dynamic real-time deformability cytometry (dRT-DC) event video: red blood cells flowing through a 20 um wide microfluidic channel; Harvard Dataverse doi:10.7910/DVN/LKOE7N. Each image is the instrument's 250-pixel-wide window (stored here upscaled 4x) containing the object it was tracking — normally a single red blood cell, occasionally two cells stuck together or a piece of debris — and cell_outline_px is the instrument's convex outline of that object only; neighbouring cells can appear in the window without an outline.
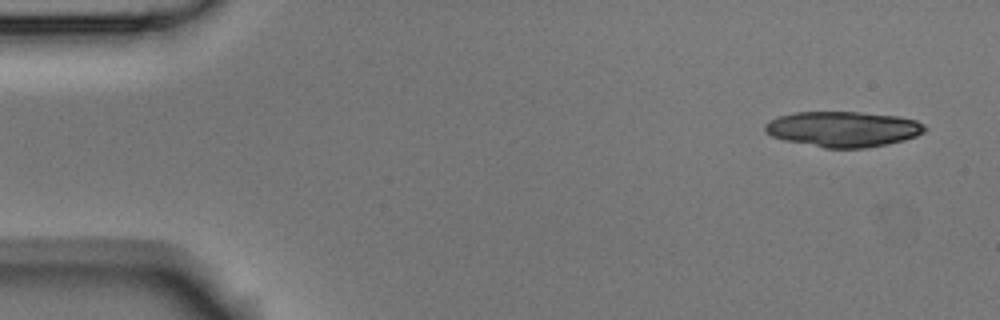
{"species": "Egyptian fruit bat (a non-hibernating species)", "species_latin": "Rousettus aegyptiacus", "temperature_condition": "room temperature", "stored_images_in_passage": 7, "camera_frame_rate_fps": 3000, "um_per_image_px": 0.085, "animal": {"sex": "male"}, "frame": {"image": 1, "passage_image": 1, "time_ms": 0.0, "image_size_px": [1000, 320], "cell_outline_px": [[928, 128], [924, 132], [916, 136], [904, 140], [888, 144], [864, 148], [824, 148], [784, 140], [772, 136], [764, 128], [764, 124], [780, 116], [796, 112], [860, 112], [900, 116], [916, 120], [924, 124]], "centroid_in_image_um": [71.72, 10.97], "position_along_channel_um": 13.3, "area_um2": 33.06}}
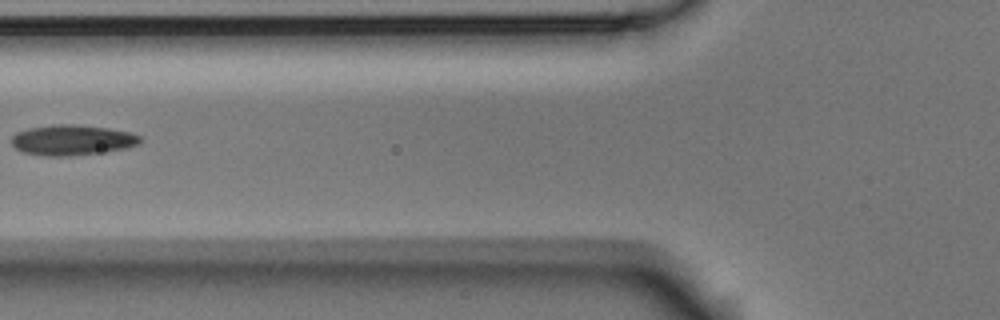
{"frame": {"image": 2, "passage_image": 6, "time_ms": 1.667, "image_size_px": [1000, 320], "cell_outline_px": [[140, 144], [124, 148], [68, 156], [44, 156], [24, 152], [16, 148], [12, 144], [12, 136], [16, 132], [28, 128], [52, 124], [76, 124], [108, 128], [128, 132], [140, 136]], "centroid_in_image_um": [6.08, 11.89], "position_along_channel_um": 119.7, "area_um2": 22.54}}
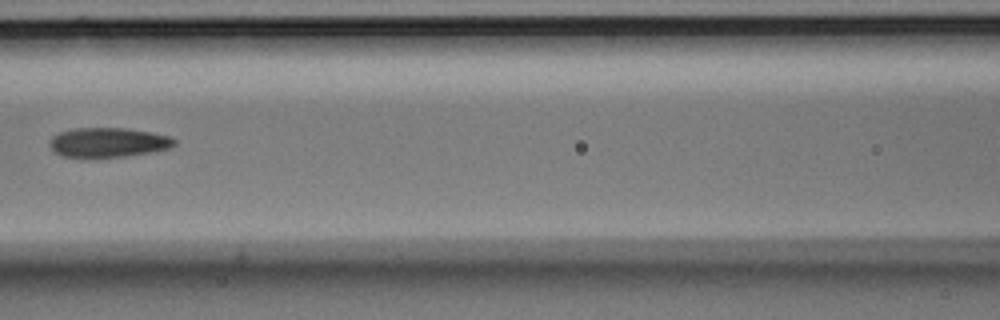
{"frame": {"image": 3, "passage_image": 7, "time_ms": 2.0, "image_size_px": [1000, 320], "cell_outline_px": [[176, 144], [172, 148], [124, 156], [64, 156], [56, 152], [48, 144], [48, 140], [52, 136], [60, 132], [76, 128], [124, 128], [152, 132], [172, 136], [176, 140]], "centroid_in_image_um": [9.23, 12.08], "position_along_channel_um": 157.4, "area_um2": 21.21}}